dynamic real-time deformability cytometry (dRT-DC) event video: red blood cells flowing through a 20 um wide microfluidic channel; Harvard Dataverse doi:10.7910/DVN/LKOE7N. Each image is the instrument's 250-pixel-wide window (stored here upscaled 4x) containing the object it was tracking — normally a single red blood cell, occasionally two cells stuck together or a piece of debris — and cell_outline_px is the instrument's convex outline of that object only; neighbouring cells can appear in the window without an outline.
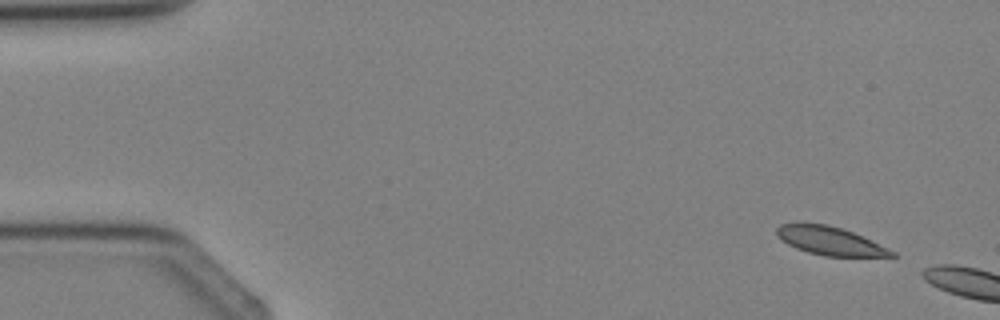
{"species": "Egyptian fruit bat (a non-hibernating species)", "species_latin": "Rousettus aegyptiacus", "temperature_condition": "cold", "stored_images_in_passage": 3, "camera_frame_rate_fps": 3000, "um_per_image_px": 0.085, "animal": {"sex": "female"}, "frame": {"image": 1, "passage_image": 1, "time_ms": 0.0, "image_size_px": [1000, 320], "cell_outline_px": [[896, 256], [824, 256], [808, 252], [796, 248], [788, 244], [776, 236], [776, 228], [780, 224], [828, 224], [852, 232], [888, 248], [896, 252]], "centroid_in_image_um": [70.53, 20.48], "position_along_channel_um": 14.5, "area_um2": 18.61}}